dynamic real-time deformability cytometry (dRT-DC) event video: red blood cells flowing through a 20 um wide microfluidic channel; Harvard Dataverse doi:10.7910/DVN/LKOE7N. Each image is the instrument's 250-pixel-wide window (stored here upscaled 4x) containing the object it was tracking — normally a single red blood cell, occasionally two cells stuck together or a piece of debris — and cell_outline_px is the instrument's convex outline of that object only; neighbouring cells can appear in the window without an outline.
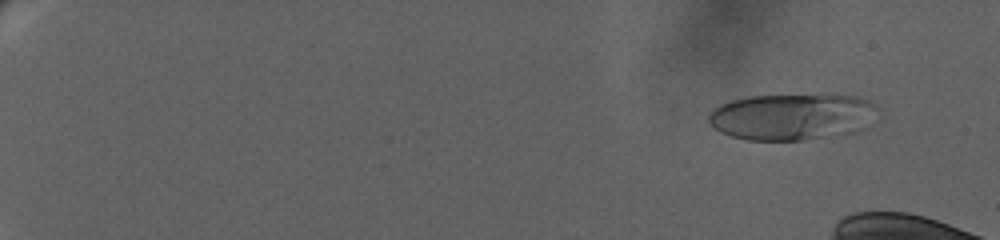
{"species": "human", "species_latin": "Homo sapiens", "temperature_condition": "warm", "stored_images_in_passage": 61, "camera_frame_rate_fps": 3000, "um_per_image_px": 0.085, "donor": {"sex": "female"}, "frame": {"image": 1, "passage_image": 2, "time_ms": 0.333, "image_size_px": [1000, 240], "cell_outline_px": [[880, 108], [864, 128], [856, 132], [800, 140], [748, 140], [732, 136], [720, 132], [708, 124], [708, 112], [716, 104], [728, 100], [748, 96], [828, 92], [836, 92], [856, 96], [868, 100], [876, 104]], "centroid_in_image_um": [67.32, 9.86], "position_along_channel_um": 17.7, "area_um2": 47.51}}
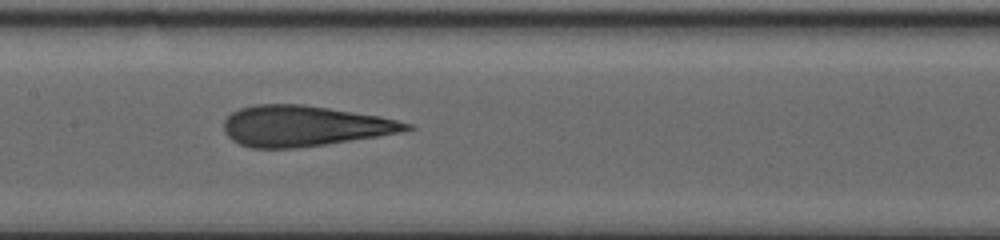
{"frame": {"image": 2, "passage_image": 35, "time_ms": 11.333, "image_size_px": [1000, 240], "cell_outline_px": [[416, 128], [400, 132], [376, 136], [324, 144], [296, 148], [252, 148], [240, 144], [232, 140], [224, 132], [224, 120], [232, 112], [240, 108], [256, 104], [304, 104], [380, 116], [412, 124]], "centroid_in_image_um": [25.83, 10.7], "position_along_channel_um": 181.6, "area_um2": 43.0}}
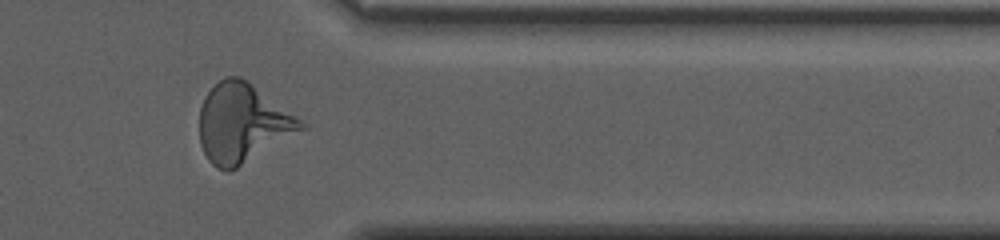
{"frame": {"image": 3, "passage_image": 55, "time_ms": 18.0, "image_size_px": [1000, 240], "cell_outline_px": [[308, 128], [236, 168], [228, 172], [216, 168], [208, 160], [200, 144], [200, 108], [204, 96], [224, 76], [240, 76], [252, 84], [308, 124]], "centroid_in_image_um": [20.63, 10.48], "position_along_channel_um": 390.8, "area_um2": 46.64}}